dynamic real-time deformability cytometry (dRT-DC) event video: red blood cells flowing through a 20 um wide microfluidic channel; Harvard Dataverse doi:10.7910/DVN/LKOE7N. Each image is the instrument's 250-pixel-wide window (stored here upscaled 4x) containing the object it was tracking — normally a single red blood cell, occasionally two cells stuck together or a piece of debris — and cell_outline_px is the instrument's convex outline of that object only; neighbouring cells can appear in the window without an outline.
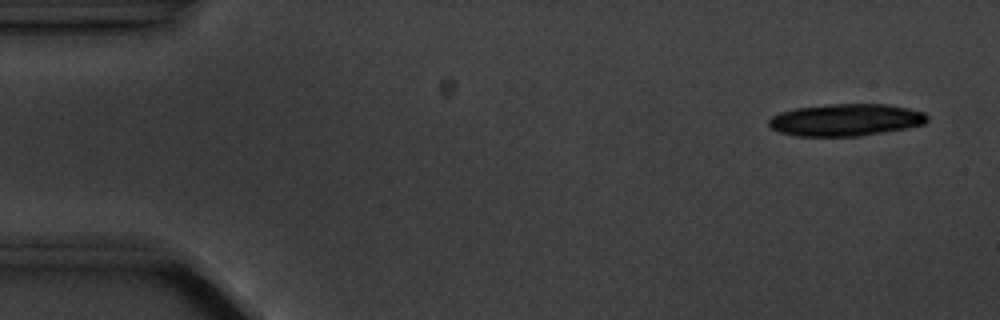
{"species": "common noctule bat (a hibernating species)", "species_latin": "Nyctalus noctula", "temperature_condition": "cold", "stored_images_in_passage": 5, "camera_frame_rate_fps": 3000, "um_per_image_px": 0.085, "animal": {"sex": "male", "body_mass_g": 20.1, "forearm_length_mm": 53.5}, "frame": {"image": 1, "passage_image": 1, "time_ms": 0.0, "image_size_px": [1000, 320], "cell_outline_px": [[928, 120], [924, 124], [908, 128], [860, 136], [796, 136], [780, 132], [772, 128], [768, 124], [768, 120], [772, 116], [780, 112], [796, 108], [832, 104], [884, 104], [908, 108], [924, 112], [928, 116]], "centroid_in_image_um": [71.9, 10.19], "position_along_channel_um": 13.1, "area_um2": 29.65}}